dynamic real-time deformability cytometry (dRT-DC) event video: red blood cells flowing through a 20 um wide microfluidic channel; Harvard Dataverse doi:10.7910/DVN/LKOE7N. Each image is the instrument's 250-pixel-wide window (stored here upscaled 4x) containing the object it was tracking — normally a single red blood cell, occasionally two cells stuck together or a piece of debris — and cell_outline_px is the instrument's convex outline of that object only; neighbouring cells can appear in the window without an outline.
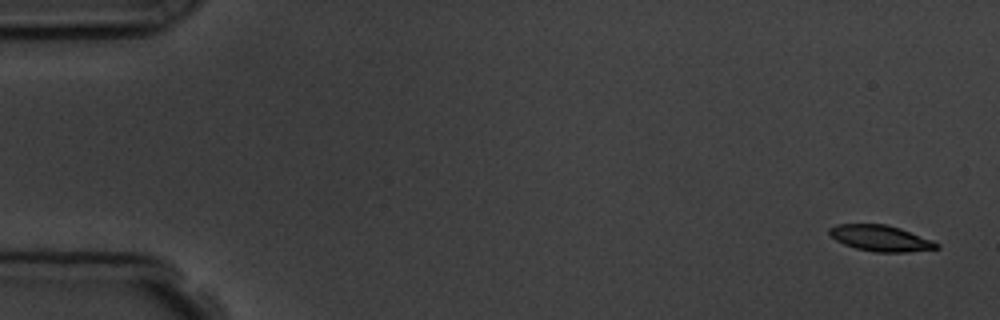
{"species": "common noctule bat (a hibernating species)", "species_latin": "Nyctalus noctula", "temperature_condition": "room temperature", "stored_images_in_passage": 4, "camera_frame_rate_fps": 3000, "um_per_image_px": 0.085, "animal": {"sex": "male", "body_mass_g": 19.5, "forearm_length_mm": 54.6}, "frame": {"image": 1, "passage_image": 1, "time_ms": 0.0, "image_size_px": [1000, 320], "cell_outline_px": [[940, 248], [908, 252], [876, 252], [856, 248], [844, 244], [836, 240], [828, 232], [828, 228], [836, 224], [888, 224], [900, 228], [932, 240], [940, 244]], "centroid_in_image_um": [74.86, 20.24], "position_along_channel_um": 10.1, "area_um2": 16.24}}